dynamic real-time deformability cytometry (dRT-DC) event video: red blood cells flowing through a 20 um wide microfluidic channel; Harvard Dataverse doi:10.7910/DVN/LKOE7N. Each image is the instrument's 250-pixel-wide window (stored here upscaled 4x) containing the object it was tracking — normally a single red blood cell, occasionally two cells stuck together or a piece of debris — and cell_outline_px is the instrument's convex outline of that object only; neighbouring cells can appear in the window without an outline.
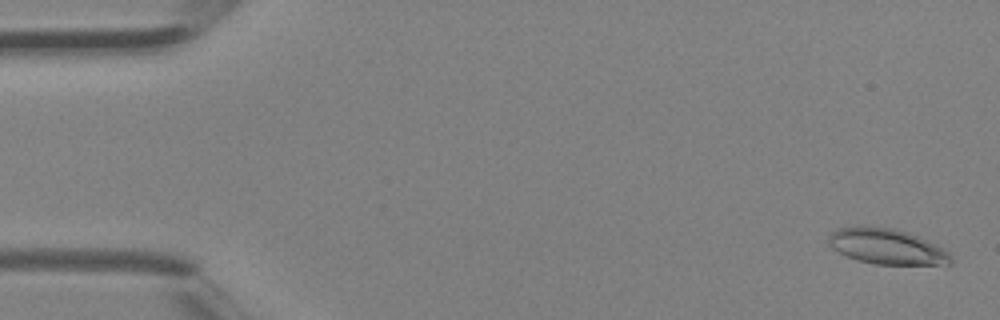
{"species": "Egyptian fruit bat (a non-hibernating species)", "species_latin": "Rousettus aegyptiacus", "temperature_condition": "room temperature", "stored_images_in_passage": 3, "segment_of_instrument_passage": [2, 2], "camera_frame_rate_fps": 3000, "um_per_image_px": 0.085, "animal": {"sex": "female"}, "frame": {"image": 1, "passage_image": 3, "time_ms": 0.667, "image_size_px": [1000, 320], "cell_outline_px": [[952, 264], [876, 264], [856, 260], [832, 248], [828, 244], [828, 236], [836, 228], [896, 228], [908, 232], [928, 240], [936, 244], [948, 252], [952, 256]], "centroid_in_image_um": [75.41, 20.97], "position_along_channel_um": 9.6, "area_um2": 24.85}}